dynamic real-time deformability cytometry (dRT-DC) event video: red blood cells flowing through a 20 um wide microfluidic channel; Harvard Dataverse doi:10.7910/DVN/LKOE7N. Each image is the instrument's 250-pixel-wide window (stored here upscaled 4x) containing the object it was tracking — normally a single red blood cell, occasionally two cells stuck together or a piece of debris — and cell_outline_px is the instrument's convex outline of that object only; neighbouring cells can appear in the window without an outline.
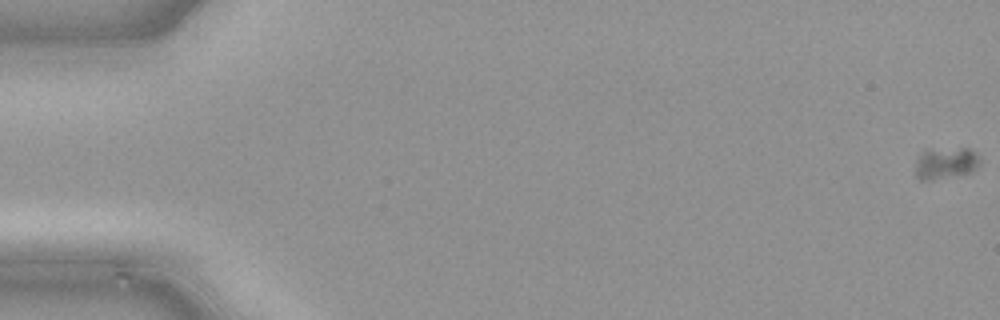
{"species": "common noctule bat (a hibernating species)", "species_latin": "Nyctalus noctula", "temperature_condition": "cold", "stored_images_in_passage": 8, "camera_frame_rate_fps": 3000, "um_per_image_px": 0.085, "animal": {"sex": "male", "body_mass_g": 21.5, "forearm_length_mm": 52.0}, "frame": {"image": 1, "passage_image": 1, "time_ms": 0.0, "image_size_px": [1000, 320], "cell_outline_px": [[980, 164], [972, 172], [928, 180], [920, 180], [916, 176], [916, 164], [920, 156], [924, 152], [960, 148], [968, 148], [980, 160]], "centroid_in_image_um": [80.4, 13.9], "position_along_channel_um": 4.6, "area_um2": 11.21}}